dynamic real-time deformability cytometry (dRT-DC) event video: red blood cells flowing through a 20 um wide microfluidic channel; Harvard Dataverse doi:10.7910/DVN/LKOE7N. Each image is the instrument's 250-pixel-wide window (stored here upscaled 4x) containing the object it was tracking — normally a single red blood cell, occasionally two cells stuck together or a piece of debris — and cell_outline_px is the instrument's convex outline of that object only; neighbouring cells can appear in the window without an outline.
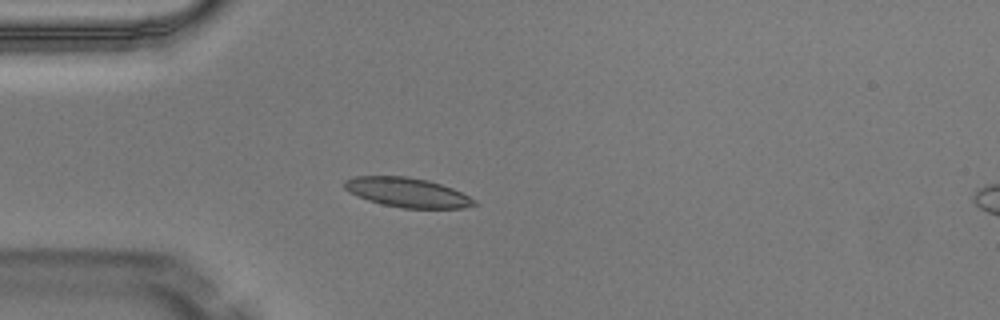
{"species": "Egyptian fruit bat (a non-hibernating species)", "species_latin": "Rousettus aegyptiacus", "temperature_condition": "warm", "stored_images_in_passage": 4, "camera_frame_rate_fps": 3000, "um_per_image_px": 0.085, "animal": {"sex": "male"}, "frame": {"image": 1, "passage_image": 4, "time_ms": 1.0, "image_size_px": [1000, 320], "cell_outline_px": [[480, 204], [464, 208], [400, 208], [368, 200], [356, 196], [348, 192], [344, 188], [344, 180], [356, 176], [408, 176], [428, 180], [452, 188], [476, 200]], "centroid_in_image_um": [34.62, 16.36], "position_along_channel_um": 50.4, "area_um2": 22.37}}